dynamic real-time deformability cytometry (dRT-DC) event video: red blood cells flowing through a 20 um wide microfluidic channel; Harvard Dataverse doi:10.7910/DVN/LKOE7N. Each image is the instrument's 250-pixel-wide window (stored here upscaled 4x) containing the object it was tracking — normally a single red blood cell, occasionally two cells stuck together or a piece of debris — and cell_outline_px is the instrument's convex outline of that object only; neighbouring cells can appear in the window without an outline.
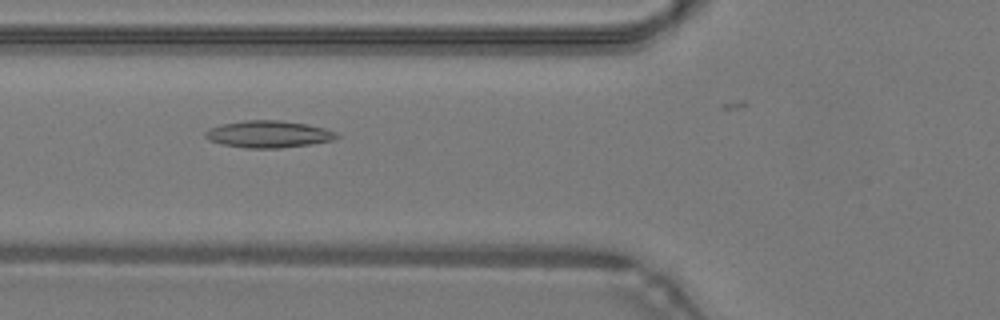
{"species": "common noctule bat (a hibernating species)", "species_latin": "Nyctalus noctula", "temperature_condition": "warm", "stored_images_in_passage": 26, "camera_frame_rate_fps": 3000, "um_per_image_px": 0.085, "animal": {"sex": "male", "body_mass_g": 19.2, "forearm_length_mm": 51.8}, "frame": {"image": 1, "passage_image": 3, "time_ms": 0.667, "image_size_px": [1000, 320], "cell_outline_px": [[340, 136], [332, 140], [312, 144], [280, 148], [244, 148], [220, 144], [208, 140], [204, 136], [204, 132], [208, 128], [220, 124], [244, 120], [280, 120], [308, 124], [324, 128], [336, 132]], "centroid_in_image_um": [22.78, 11.4], "position_along_channel_um": 103.0, "area_um2": 20.92}}
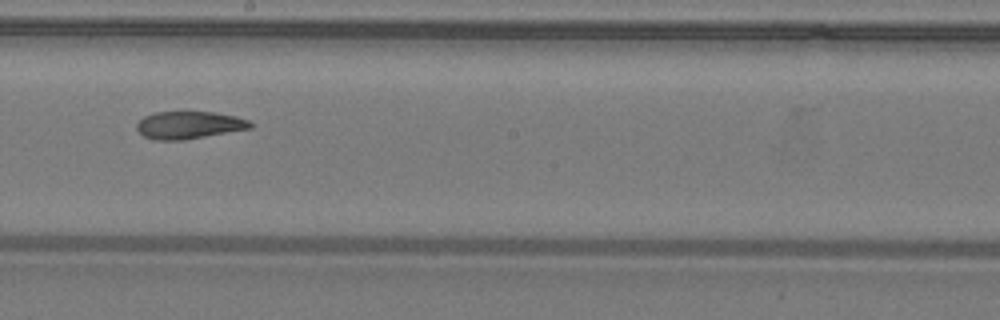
{"frame": {"image": 2, "passage_image": 12, "time_ms": 3.667, "image_size_px": [1000, 320], "cell_outline_px": [[252, 128], [184, 140], [152, 140], [144, 136], [136, 128], [136, 124], [144, 116], [156, 112], [216, 112], [236, 116], [248, 120], [252, 124]], "centroid_in_image_um": [16.06, 10.63], "position_along_channel_um": 232.1, "area_um2": 18.21}}
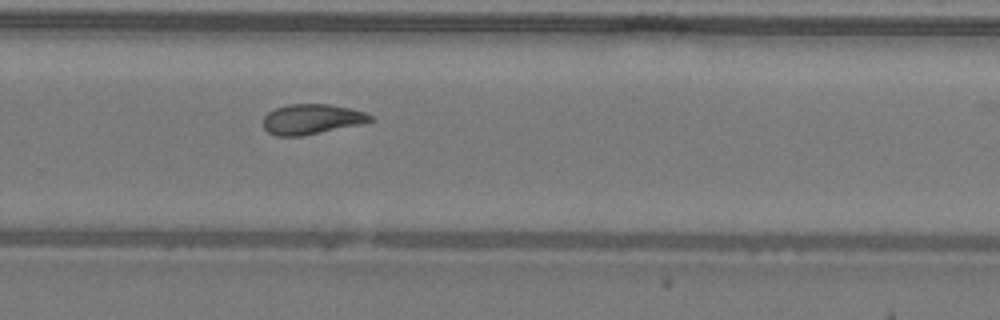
{"frame": {"image": 3, "passage_image": 17, "time_ms": 5.333, "image_size_px": [1000, 320], "cell_outline_px": [[376, 120], [360, 124], [300, 136], [276, 136], [268, 132], [264, 128], [264, 116], [268, 112], [276, 108], [288, 104], [332, 104], [364, 112], [372, 116]], "centroid_in_image_um": [26.49, 10.12], "position_along_channel_um": 303.3, "area_um2": 18.67}}